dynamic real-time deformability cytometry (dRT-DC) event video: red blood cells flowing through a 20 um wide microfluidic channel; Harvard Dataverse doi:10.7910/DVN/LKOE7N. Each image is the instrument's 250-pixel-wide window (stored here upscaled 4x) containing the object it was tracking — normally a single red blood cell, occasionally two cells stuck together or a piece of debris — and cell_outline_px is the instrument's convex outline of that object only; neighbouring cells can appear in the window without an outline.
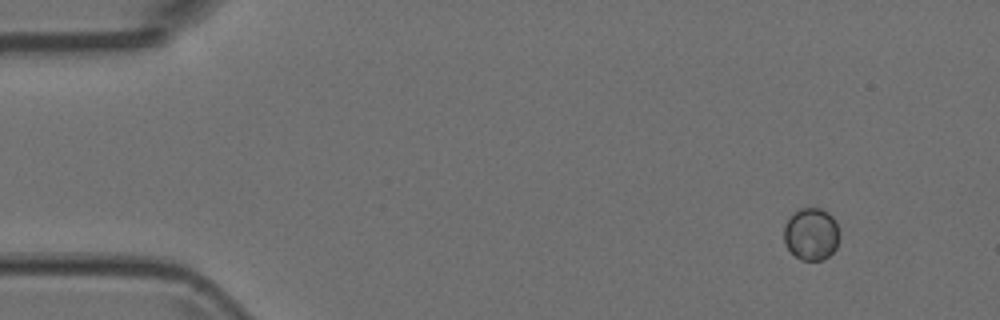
{"species": "Egyptian fruit bat (a non-hibernating species)", "species_latin": "Rousettus aegyptiacus", "temperature_condition": "room temperature", "stored_images_in_passage": 4, "camera_frame_rate_fps": 3000, "um_per_image_px": 0.085, "animal": {"sex": "female"}, "frame": {"image": 1, "passage_image": 1, "time_ms": 0.0, "image_size_px": [1000, 320], "cell_outline_px": [[840, 232], [836, 248], [828, 256], [820, 260], [800, 260], [788, 248], [784, 240], [784, 224], [792, 212], [800, 208], [820, 208], [828, 212], [836, 220]], "centroid_in_image_um": [68.96, 19.86], "position_along_channel_um": 16.0, "area_um2": 17.11}}
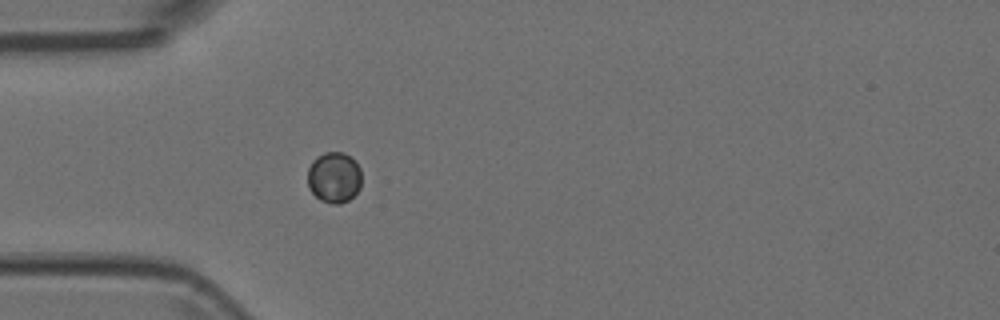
{"frame": {"image": 2, "passage_image": 4, "time_ms": 1.0, "image_size_px": [1000, 320], "cell_outline_px": [[360, 188], [348, 200], [340, 204], [332, 204], [320, 200], [308, 188], [308, 168], [312, 160], [316, 156], [324, 152], [344, 152], [360, 168]], "centroid_in_image_um": [28.36, 15.08], "position_along_channel_um": 56.6, "area_um2": 15.95}}